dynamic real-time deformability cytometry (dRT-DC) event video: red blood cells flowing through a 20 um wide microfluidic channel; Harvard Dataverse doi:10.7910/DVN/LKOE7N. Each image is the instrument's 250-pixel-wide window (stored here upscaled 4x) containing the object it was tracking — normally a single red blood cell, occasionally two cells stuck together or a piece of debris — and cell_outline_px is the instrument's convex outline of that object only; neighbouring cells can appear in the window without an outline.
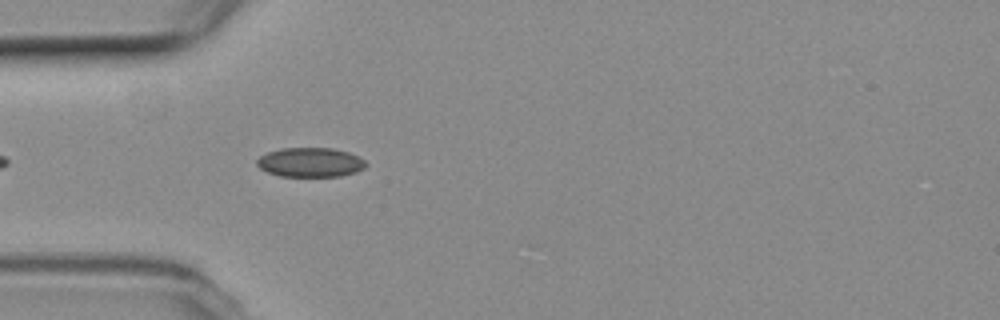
{"species": "common noctule bat (a hibernating species)", "species_latin": "Nyctalus noctula", "temperature_condition": "room temperature", "stored_images_in_passage": 7, "camera_frame_rate_fps": 3000, "um_per_image_px": 0.085, "animal": {"sex": "female", "body_mass_g": 19.3, "forearm_length_mm": 54.1}, "frame": {"image": 1, "passage_image": 4, "time_ms": 1.0, "image_size_px": [1000, 320], "cell_outline_px": [[368, 164], [364, 168], [356, 172], [340, 176], [280, 176], [268, 172], [260, 168], [256, 164], [256, 160], [260, 156], [268, 152], [280, 148], [332, 148], [348, 152], [364, 160]], "centroid_in_image_um": [26.37, 13.79], "position_along_channel_um": 58.6, "area_um2": 18.61}}